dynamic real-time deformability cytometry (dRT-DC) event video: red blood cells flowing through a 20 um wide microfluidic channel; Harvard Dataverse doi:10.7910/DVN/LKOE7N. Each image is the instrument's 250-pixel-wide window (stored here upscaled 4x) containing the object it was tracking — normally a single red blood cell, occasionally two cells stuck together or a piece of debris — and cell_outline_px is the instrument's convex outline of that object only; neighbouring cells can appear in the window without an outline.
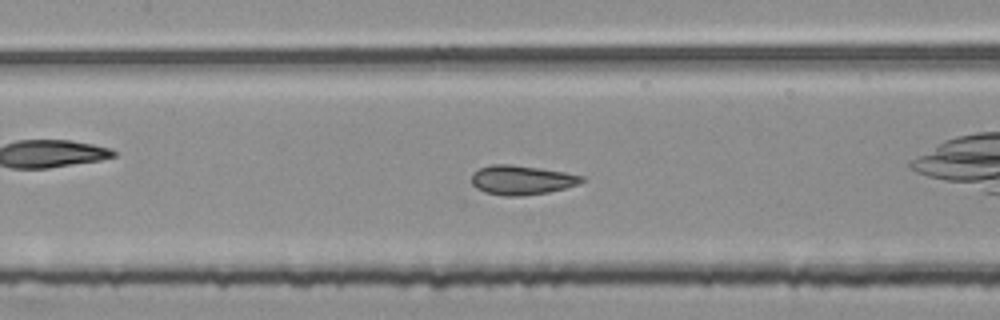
{"species": "common noctule bat (a hibernating species)", "species_latin": "Nyctalus noctula", "temperature_condition": "room temperature", "stored_images_in_passage": 32, "camera_frame_rate_fps": 3000, "um_per_image_px": 0.085, "animal": {"sex": "female", "body_mass_g": 25.1}, "frame": {"image": 1, "passage_image": 10, "time_ms": 3.0, "image_size_px": [1000, 320], "cell_outline_px": [[584, 180], [580, 184], [548, 192], [524, 196], [500, 196], [484, 192], [476, 188], [472, 184], [472, 172], [480, 168], [492, 164], [512, 164], [540, 168], [564, 172], [584, 176]], "centroid_in_image_um": [44.32, 15.3], "position_along_channel_um": 163.1, "area_um2": 19.02}, "authors_computed_cell_mechanics": {"area_um2": 18.2648, "velocity_mm_per_s": 3.7456, "shape_relaxation_time_tau1_ms": null, "shape_relaxation_time_tau2_ms": 1.3223, "deformation_change_tau1": null, "deformation_change_tau2": 0.0852}}